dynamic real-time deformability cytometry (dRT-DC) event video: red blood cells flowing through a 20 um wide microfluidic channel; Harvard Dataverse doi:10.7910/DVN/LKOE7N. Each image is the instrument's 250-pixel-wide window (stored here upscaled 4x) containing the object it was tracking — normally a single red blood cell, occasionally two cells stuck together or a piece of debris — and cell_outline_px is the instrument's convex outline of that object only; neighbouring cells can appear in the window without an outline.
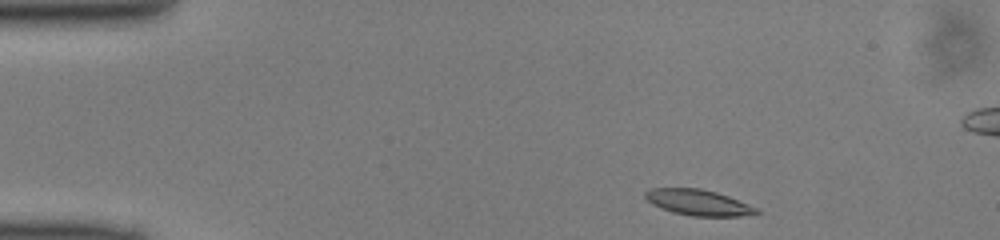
{"species": "common noctule bat (a hibernating species)", "species_latin": "Nyctalus noctula", "temperature_condition": "cold", "stored_images_in_passage": 44, "segment_of_instrument_passage": [1, 2], "camera_frame_rate_fps": 3000, "um_per_image_px": 0.085, "animal": {"sex": "male", "body_mass_g": 13.0, "forearm_length_mm": 53.1}, "frame": {"image": 1, "passage_image": 1, "time_ms": 0.0, "image_size_px": [1000, 240], "cell_outline_px": [[760, 212], [740, 216], [692, 216], [672, 212], [660, 208], [652, 204], [644, 196], [644, 192], [652, 188], [700, 188], [716, 192], [728, 196], [748, 204], [756, 208]], "centroid_in_image_um": [59.31, 17.21], "position_along_channel_um": 25.7, "area_um2": 16.59}}
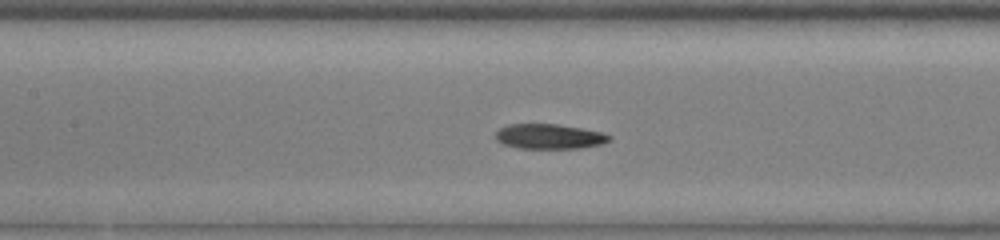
{"frame": {"image": 2, "passage_image": 16, "time_ms": 5.0, "image_size_px": [1000, 240], "cell_outline_px": [[612, 140], [604, 144], [580, 148], [520, 148], [504, 144], [496, 140], [496, 132], [500, 128], [508, 124], [556, 124], [604, 132], [612, 136]], "centroid_in_image_um": [46.75, 11.6], "position_along_channel_um": 160.7, "area_um2": 16.59}}
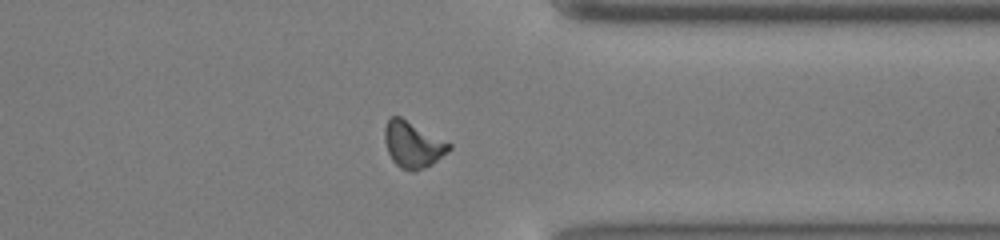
{"frame": {"image": 3, "passage_image": 32, "time_ms": 10.333, "image_size_px": [1000, 240], "cell_outline_px": [[452, 148], [448, 152], [432, 164], [424, 168], [412, 172], [400, 168], [392, 160], [388, 152], [384, 140], [384, 128], [388, 120], [392, 116], [400, 116], [452, 144]], "centroid_in_image_um": [35.09, 12.3], "position_along_channel_um": 376.3, "area_um2": 17.34}}